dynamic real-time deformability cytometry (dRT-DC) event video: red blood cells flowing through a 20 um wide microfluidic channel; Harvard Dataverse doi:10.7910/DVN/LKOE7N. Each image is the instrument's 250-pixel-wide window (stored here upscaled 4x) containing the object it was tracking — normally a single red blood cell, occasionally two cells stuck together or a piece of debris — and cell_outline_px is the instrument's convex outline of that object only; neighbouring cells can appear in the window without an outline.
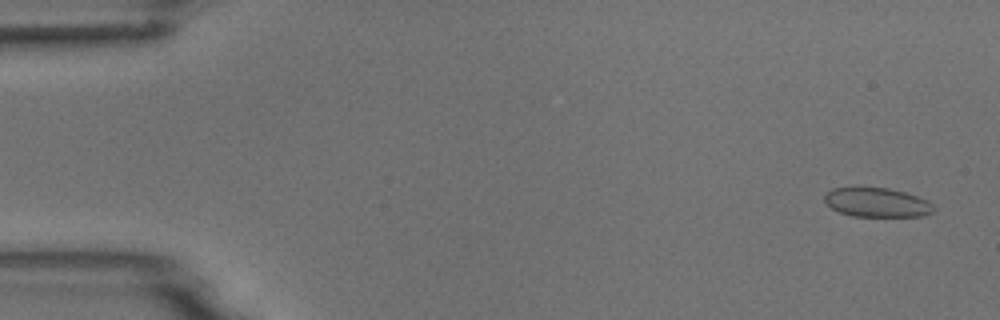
{"species": "common noctule bat (a hibernating species)", "species_latin": "Nyctalus noctula", "temperature_condition": "room temperature", "stored_images_in_passage": 4, "camera_frame_rate_fps": 3000, "um_per_image_px": 0.085, "animal": {"sex": "male", "body_mass_g": 18.8}, "frame": {"image": 1, "passage_image": 1, "time_ms": 0.0, "image_size_px": [1000, 320], "cell_outline_px": [[936, 208], [932, 212], [924, 216], [852, 216], [840, 212], [832, 208], [824, 200], [824, 196], [832, 188], [856, 184], [888, 188], [904, 192], [916, 196], [932, 204]], "centroid_in_image_um": [74.48, 17.16], "position_along_channel_um": 10.5, "area_um2": 19.07}}
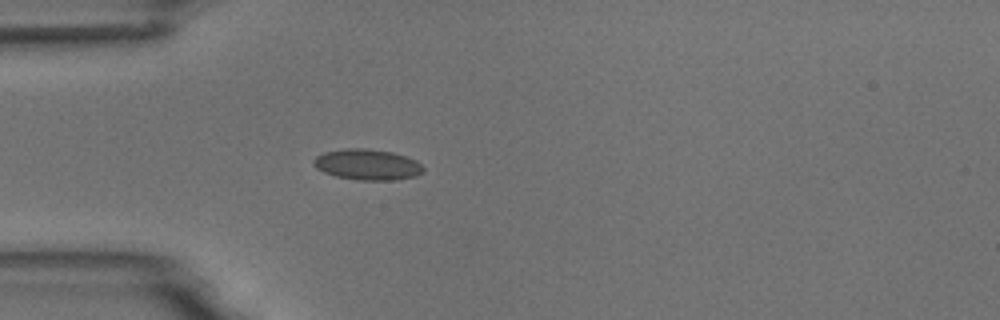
{"frame": {"image": 2, "passage_image": 4, "time_ms": 4.333, "image_size_px": [1000, 320], "cell_outline_px": [[424, 172], [416, 176], [396, 180], [356, 180], [336, 176], [324, 172], [316, 168], [312, 164], [312, 160], [316, 156], [324, 152], [344, 148], [364, 148], [392, 152], [416, 160], [424, 168]], "centroid_in_image_um": [31.21, 13.99], "position_along_channel_um": 53.8, "area_um2": 19.83}}